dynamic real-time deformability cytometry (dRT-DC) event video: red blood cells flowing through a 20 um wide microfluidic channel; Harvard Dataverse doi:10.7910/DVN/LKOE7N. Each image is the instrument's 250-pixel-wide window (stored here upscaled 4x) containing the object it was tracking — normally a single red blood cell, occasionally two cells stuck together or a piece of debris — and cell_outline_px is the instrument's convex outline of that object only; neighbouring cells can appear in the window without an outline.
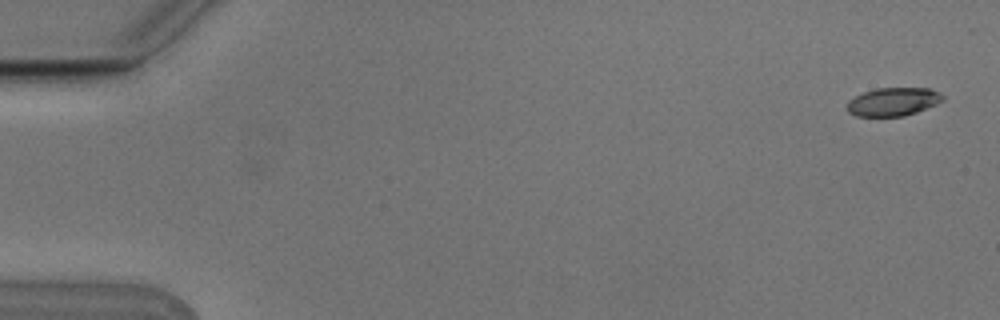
{"species": "Egyptian fruit bat (a non-hibernating species)", "species_latin": "Rousettus aegyptiacus", "temperature_condition": "cold", "stored_images_in_passage": 7, "camera_frame_rate_fps": 3000, "um_per_image_px": 0.085, "animal": {"sex": "male"}, "frame": {"image": 1, "passage_image": 1, "time_ms": 0.0, "image_size_px": [1000, 320], "cell_outline_px": [[944, 100], [936, 104], [916, 112], [904, 116], [856, 116], [848, 112], [848, 100], [864, 92], [876, 88], [928, 88], [940, 92], [944, 96]], "centroid_in_image_um": [75.93, 8.64], "position_along_channel_um": 9.1, "area_um2": 15.72}}